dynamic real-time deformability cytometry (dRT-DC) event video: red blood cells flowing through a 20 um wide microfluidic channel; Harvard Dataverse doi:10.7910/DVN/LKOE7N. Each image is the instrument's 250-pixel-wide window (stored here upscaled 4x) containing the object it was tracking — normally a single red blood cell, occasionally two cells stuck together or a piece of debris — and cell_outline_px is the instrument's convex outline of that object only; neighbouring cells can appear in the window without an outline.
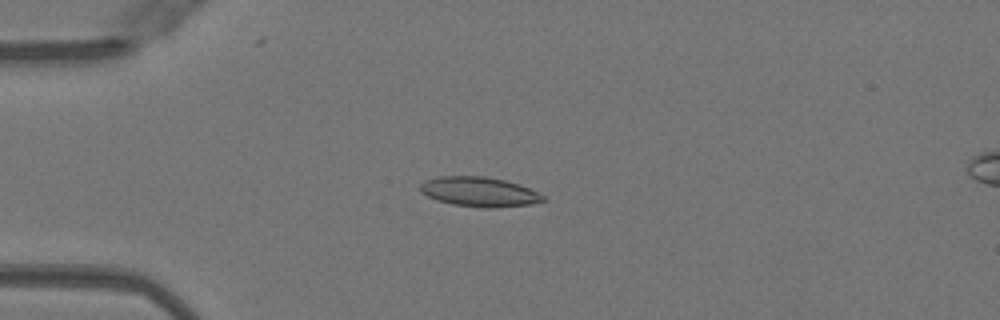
{"species": "Egyptian fruit bat (a non-hibernating species)", "species_latin": "Rousettus aegyptiacus", "temperature_condition": "warm", "stored_images_in_passage": 48, "camera_frame_rate_fps": 3000, "um_per_image_px": 0.085, "animal": {"sex": "female"}, "frame": {"image": 1, "passage_image": 13, "time_ms": 4.0, "image_size_px": [1000, 320], "cell_outline_px": [[548, 200], [528, 204], [492, 208], [488, 208], [452, 204], [436, 200], [420, 192], [420, 184], [424, 180], [440, 176], [484, 176], [504, 180], [520, 184], [544, 196]], "centroid_in_image_um": [40.71, 16.3], "position_along_channel_um": 44.3, "area_um2": 21.15}}
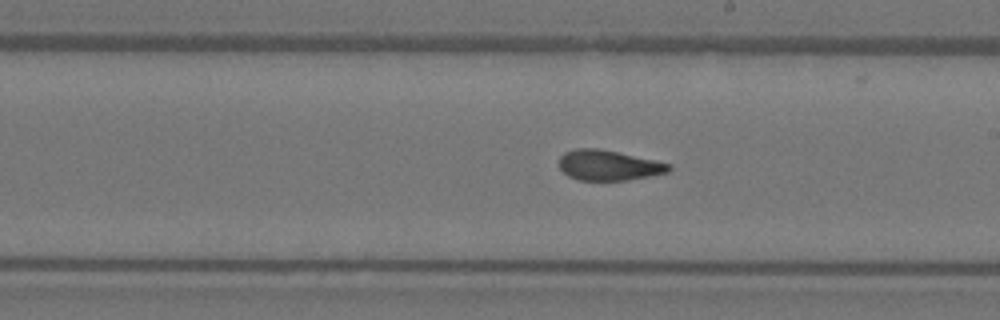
{"frame": {"image": 2, "passage_image": 29, "time_ms": 9.333, "image_size_px": [1000, 320], "cell_outline_px": [[672, 168], [668, 172], [628, 180], [580, 180], [568, 176], [560, 168], [560, 156], [564, 152], [576, 148], [596, 148], [616, 152], [672, 164]], "centroid_in_image_um": [51.72, 14.05], "position_along_channel_um": 237.3, "area_um2": 19.13}}
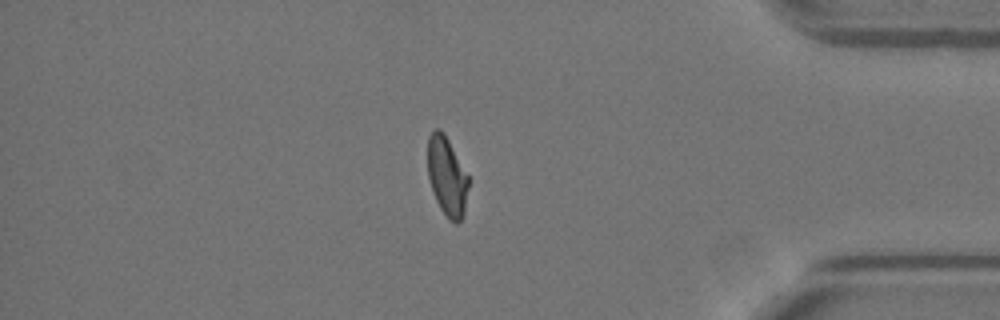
{"frame": {"image": 3, "passage_image": 43, "time_ms": 14.0, "image_size_px": [1000, 320], "cell_outline_px": [[468, 188], [464, 212], [460, 220], [456, 224], [448, 220], [440, 208], [436, 200], [428, 176], [428, 136], [436, 128], [440, 128], [444, 132], [468, 176]], "centroid_in_image_um": [37.98, 14.99], "position_along_channel_um": 397.2, "area_um2": 18.61}, "authors_computed_cell_mechanics": {"area_um2": 20.0277, "velocity_mm_per_s": 4.0738, "shape_relaxation_time_tau1_ms": null, "shape_relaxation_time_tau2_ms": 1.6658, "deformation_change_tau1": null, "deformation_change_tau2": 0.0746}}